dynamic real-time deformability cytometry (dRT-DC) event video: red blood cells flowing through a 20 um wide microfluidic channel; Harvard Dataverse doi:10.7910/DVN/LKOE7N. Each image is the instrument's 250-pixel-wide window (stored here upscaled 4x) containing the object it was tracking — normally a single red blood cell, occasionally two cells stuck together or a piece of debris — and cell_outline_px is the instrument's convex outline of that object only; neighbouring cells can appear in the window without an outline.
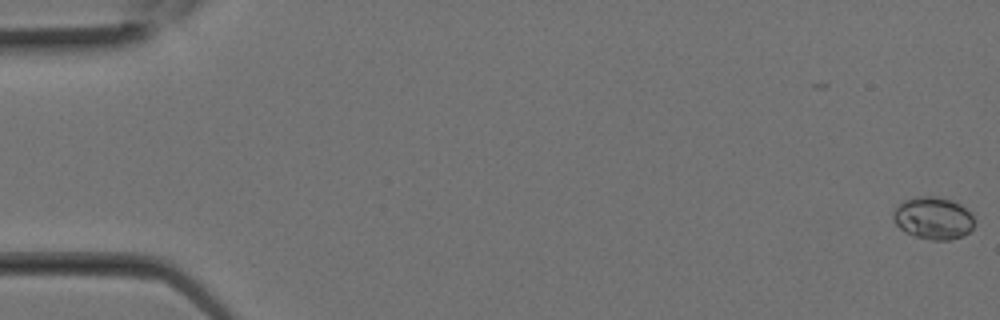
{"species": "Egyptian fruit bat (a non-hibernating species)", "species_latin": "Rousettus aegyptiacus", "temperature_condition": "room temperature", "stored_images_in_passage": 10, "camera_frame_rate_fps": 3000, "um_per_image_px": 0.085, "animal": {"sex": "female"}, "frame": {"image": 1, "passage_image": 1, "time_ms": 0.0, "image_size_px": [1000, 320], "cell_outline_px": [[976, 224], [964, 236], [948, 240], [932, 240], [916, 236], [904, 232], [892, 220], [892, 212], [904, 200], [916, 196], [936, 196], [952, 200], [960, 204], [976, 220]], "centroid_in_image_um": [79.32, 18.54], "position_along_channel_um": 5.7, "area_um2": 20.17}}
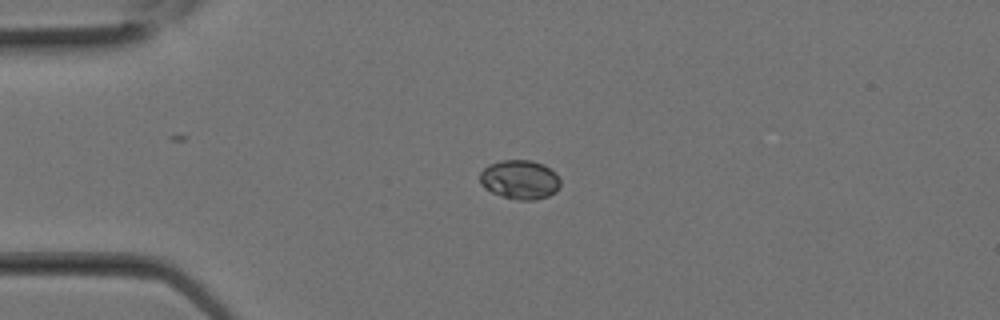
{"frame": {"image": 2, "passage_image": 7, "time_ms": 2.0, "image_size_px": [1000, 320], "cell_outline_px": [[560, 184], [556, 192], [548, 196], [536, 200], [520, 200], [504, 196], [492, 192], [484, 188], [480, 184], [480, 172], [488, 164], [500, 160], [532, 160], [544, 164], [556, 172], [560, 180]], "centroid_in_image_um": [44.19, 15.25], "position_along_channel_um": 40.8, "area_um2": 18.55}}
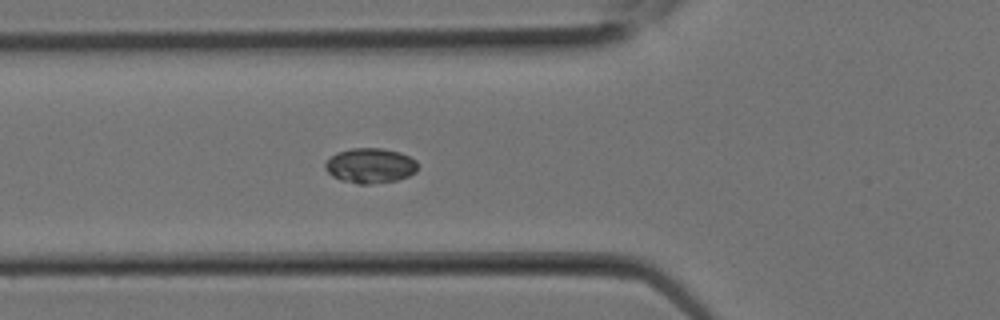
{"frame": {"image": 3, "passage_image": 10, "time_ms": 3.0, "image_size_px": [1000, 320], "cell_outline_px": [[416, 172], [408, 176], [396, 180], [368, 184], [356, 184], [340, 180], [332, 176], [324, 168], [324, 164], [336, 152], [352, 148], [384, 148], [400, 152], [416, 160]], "centroid_in_image_um": [31.45, 14.07], "position_along_channel_um": 94.4, "area_um2": 18.9}}